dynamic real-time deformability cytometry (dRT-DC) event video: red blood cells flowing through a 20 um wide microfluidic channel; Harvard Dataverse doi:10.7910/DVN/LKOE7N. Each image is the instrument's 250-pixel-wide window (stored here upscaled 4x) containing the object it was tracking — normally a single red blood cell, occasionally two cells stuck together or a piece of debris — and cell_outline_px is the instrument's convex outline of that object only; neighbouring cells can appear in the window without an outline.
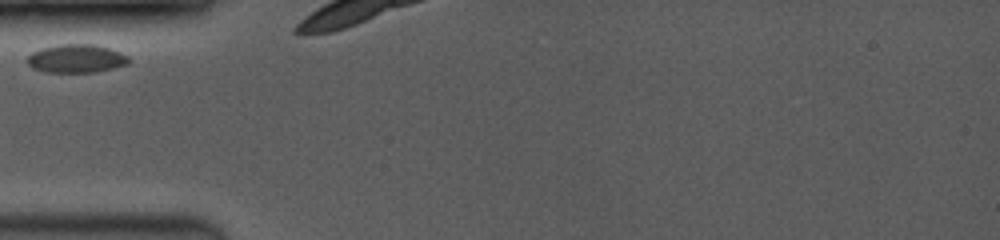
{"species": "common noctule bat (a hibernating species)", "species_latin": "Nyctalus noctula", "temperature_condition": "room temperature", "stored_images_in_passage": 3, "camera_frame_rate_fps": 3500, "um_per_image_px": 0.085, "animal": {"sex": "female", "body_mass_g": 19.0, "forearm_length_mm": 53.3}, "frame": {"image": 1, "passage_image": 1, "time_ms": 0.0, "image_size_px": [1000, 240], "cell_outline_px": [[128, 64], [96, 72], [44, 72], [32, 68], [24, 60], [32, 52], [40, 48], [60, 44], [96, 44], [120, 52], [128, 56]], "centroid_in_image_um": [6.43, 4.97], "position_along_channel_um": 78.6, "area_um2": 16.88}}